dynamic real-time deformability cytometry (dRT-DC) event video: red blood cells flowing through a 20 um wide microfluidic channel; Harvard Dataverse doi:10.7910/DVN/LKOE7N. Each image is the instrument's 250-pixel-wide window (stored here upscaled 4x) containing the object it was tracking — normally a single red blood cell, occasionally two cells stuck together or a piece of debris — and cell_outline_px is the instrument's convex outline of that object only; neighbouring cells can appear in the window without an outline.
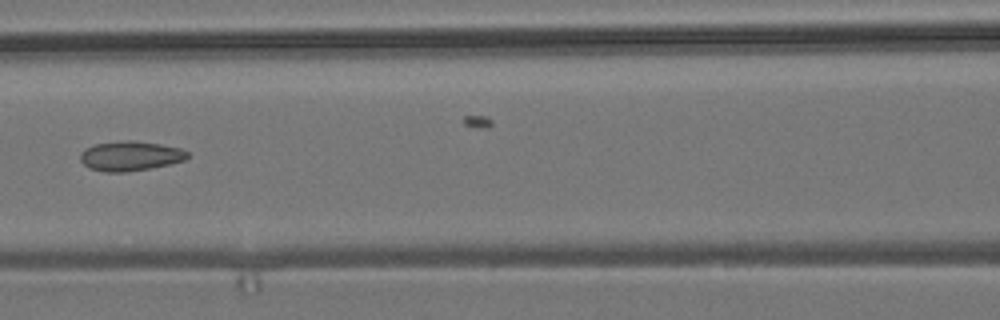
{"species": "common noctule bat (a hibernating species)", "species_latin": "Nyctalus noctula", "temperature_condition": "room temperature", "stored_images_in_passage": 6, "camera_frame_rate_fps": 3000, "um_per_image_px": 0.085, "animal": {"sex": "male", "body_mass_g": 19.2, "forearm_length_mm": 51.8}, "frame": {"image": 1, "passage_image": 5, "time_ms": 1.333, "image_size_px": [1000, 320], "cell_outline_px": [[188, 156], [184, 160], [168, 164], [148, 168], [124, 172], [104, 172], [88, 168], [80, 160], [80, 152], [84, 148], [96, 144], [124, 140], [132, 140], [160, 144], [180, 148], [188, 152]], "centroid_in_image_um": [11.02, 13.25], "position_along_channel_um": 155.6, "area_um2": 18.44}}